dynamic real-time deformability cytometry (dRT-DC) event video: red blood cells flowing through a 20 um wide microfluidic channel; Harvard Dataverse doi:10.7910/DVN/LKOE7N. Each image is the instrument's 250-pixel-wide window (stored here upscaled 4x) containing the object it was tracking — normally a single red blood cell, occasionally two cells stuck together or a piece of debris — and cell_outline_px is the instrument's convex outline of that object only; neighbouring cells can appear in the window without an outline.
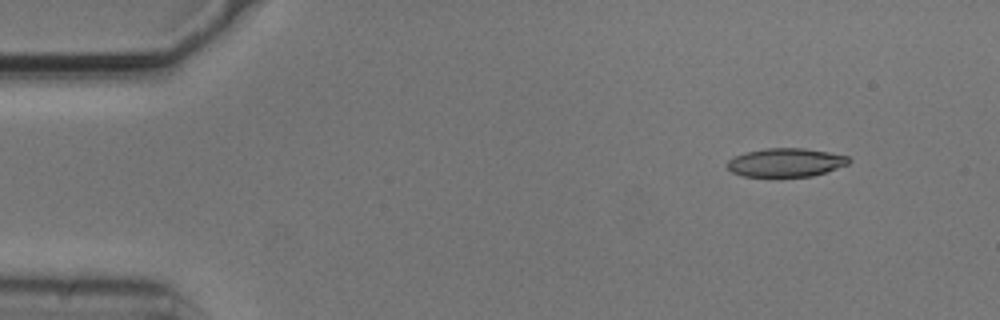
{"species": "common noctule bat (a hibernating species)", "species_latin": "Nyctalus noctula", "temperature_condition": "cold", "stored_images_in_passage": 4, "camera_frame_rate_fps": 3000, "um_per_image_px": 0.085, "animal": {"sex": "male", "body_mass_g": 20.5, "forearm_length_mm": 52.5}, "frame": {"image": 1, "passage_image": 1, "time_ms": 0.0, "image_size_px": [1000, 320], "cell_outline_px": [[852, 160], [848, 164], [812, 176], [744, 176], [732, 172], [724, 164], [728, 160], [736, 156], [748, 152], [764, 148], [804, 148], [828, 152], [848, 156]], "centroid_in_image_um": [66.78, 13.8], "position_along_channel_um": 18.2, "area_um2": 20.06}}
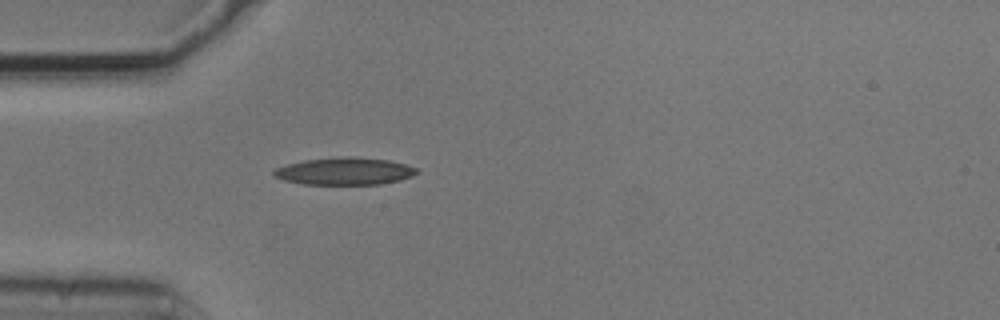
{"frame": {"image": 2, "passage_image": 4, "time_ms": 1.0, "image_size_px": [1000, 320], "cell_outline_px": [[416, 172], [412, 176], [400, 180], [380, 184], [304, 184], [284, 180], [272, 176], [272, 172], [276, 168], [288, 164], [304, 160], [340, 156], [352, 156], [388, 160], [404, 164], [416, 168]], "centroid_in_image_um": [29.25, 14.55], "position_along_channel_um": 55.7, "area_um2": 22.66}}